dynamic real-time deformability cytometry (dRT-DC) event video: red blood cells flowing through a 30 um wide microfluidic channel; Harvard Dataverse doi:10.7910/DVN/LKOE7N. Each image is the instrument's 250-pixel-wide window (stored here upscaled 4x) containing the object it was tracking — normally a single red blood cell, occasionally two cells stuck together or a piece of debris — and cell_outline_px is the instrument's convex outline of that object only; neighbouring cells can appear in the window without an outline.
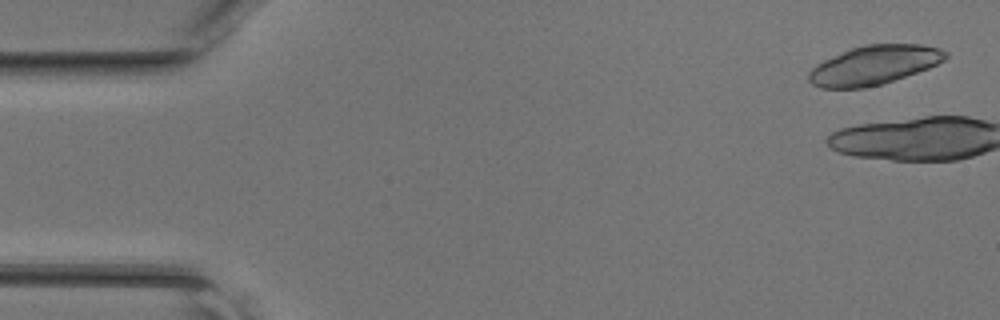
{"species": "common noctule bat (a hibernating species)", "species_latin": "Nyctalus noctula", "temperature_condition": "room temperature", "stored_images_in_passage": 4, "camera_frame_rate_fps": 3000, "um_per_image_px": 0.085, "animal": {"sex": "female", "body_mass_g": 17.0, "forearm_length_mm": 48.0}, "frame": {"image": 1, "passage_image": 2, "time_ms": 0.333, "image_size_px": [1000, 320], "cell_outline_px": [[948, 56], [944, 60], [928, 68], [880, 84], [864, 88], [820, 88], [812, 84], [808, 80], [808, 72], [816, 64], [824, 60], [852, 48], [864, 44], [920, 44], [940, 48], [948, 52]], "centroid_in_image_um": [74.28, 5.53], "position_along_channel_um": 10.7, "area_um2": 30.92}}